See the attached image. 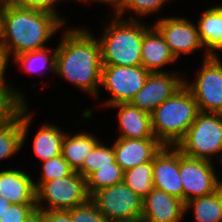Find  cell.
Returning <instances> with one entry per match:
<instances>
[{
  "label": "cell",
  "mask_w": 222,
  "mask_h": 222,
  "mask_svg": "<svg viewBox=\"0 0 222 222\" xmlns=\"http://www.w3.org/2000/svg\"><path fill=\"white\" fill-rule=\"evenodd\" d=\"M66 27L61 30V38H58L59 43L55 45V75L90 98L97 99L100 96L99 90L102 89L103 66L99 40L89 27Z\"/></svg>",
  "instance_id": "1"
},
{
  "label": "cell",
  "mask_w": 222,
  "mask_h": 222,
  "mask_svg": "<svg viewBox=\"0 0 222 222\" xmlns=\"http://www.w3.org/2000/svg\"><path fill=\"white\" fill-rule=\"evenodd\" d=\"M65 26L51 13L7 4L1 44L12 61L20 54L46 48Z\"/></svg>",
  "instance_id": "2"
},
{
  "label": "cell",
  "mask_w": 222,
  "mask_h": 222,
  "mask_svg": "<svg viewBox=\"0 0 222 222\" xmlns=\"http://www.w3.org/2000/svg\"><path fill=\"white\" fill-rule=\"evenodd\" d=\"M107 17L108 21H107ZM98 40L102 65L141 66L144 33L152 26L142 20H128L110 14Z\"/></svg>",
  "instance_id": "3"
},
{
  "label": "cell",
  "mask_w": 222,
  "mask_h": 222,
  "mask_svg": "<svg viewBox=\"0 0 222 222\" xmlns=\"http://www.w3.org/2000/svg\"><path fill=\"white\" fill-rule=\"evenodd\" d=\"M199 109L188 88L183 85L151 114L152 131L163 146H177L196 119Z\"/></svg>",
  "instance_id": "4"
},
{
  "label": "cell",
  "mask_w": 222,
  "mask_h": 222,
  "mask_svg": "<svg viewBox=\"0 0 222 222\" xmlns=\"http://www.w3.org/2000/svg\"><path fill=\"white\" fill-rule=\"evenodd\" d=\"M184 155L214 163L222 153V114L202 112L176 146Z\"/></svg>",
  "instance_id": "5"
},
{
  "label": "cell",
  "mask_w": 222,
  "mask_h": 222,
  "mask_svg": "<svg viewBox=\"0 0 222 222\" xmlns=\"http://www.w3.org/2000/svg\"><path fill=\"white\" fill-rule=\"evenodd\" d=\"M219 57L210 55L202 59L201 67L195 71L197 74L193 72V79L184 73V85L195 98L199 111L222 114V60Z\"/></svg>",
  "instance_id": "6"
},
{
  "label": "cell",
  "mask_w": 222,
  "mask_h": 222,
  "mask_svg": "<svg viewBox=\"0 0 222 222\" xmlns=\"http://www.w3.org/2000/svg\"><path fill=\"white\" fill-rule=\"evenodd\" d=\"M90 199L86 179L78 172L42 183L36 189L37 210H70Z\"/></svg>",
  "instance_id": "7"
},
{
  "label": "cell",
  "mask_w": 222,
  "mask_h": 222,
  "mask_svg": "<svg viewBox=\"0 0 222 222\" xmlns=\"http://www.w3.org/2000/svg\"><path fill=\"white\" fill-rule=\"evenodd\" d=\"M150 74L141 66H116L103 65L100 87L108 92L110 97L96 106L105 109L111 105L119 103H129L131 99L144 86V83Z\"/></svg>",
  "instance_id": "8"
},
{
  "label": "cell",
  "mask_w": 222,
  "mask_h": 222,
  "mask_svg": "<svg viewBox=\"0 0 222 222\" xmlns=\"http://www.w3.org/2000/svg\"><path fill=\"white\" fill-rule=\"evenodd\" d=\"M90 199L110 222H141L143 199L124 181L95 192Z\"/></svg>",
  "instance_id": "9"
},
{
  "label": "cell",
  "mask_w": 222,
  "mask_h": 222,
  "mask_svg": "<svg viewBox=\"0 0 222 222\" xmlns=\"http://www.w3.org/2000/svg\"><path fill=\"white\" fill-rule=\"evenodd\" d=\"M213 164L211 161L184 155L179 150V174L184 203L219 190L220 174H217L219 170L216 163Z\"/></svg>",
  "instance_id": "10"
},
{
  "label": "cell",
  "mask_w": 222,
  "mask_h": 222,
  "mask_svg": "<svg viewBox=\"0 0 222 222\" xmlns=\"http://www.w3.org/2000/svg\"><path fill=\"white\" fill-rule=\"evenodd\" d=\"M188 17L170 15L157 17L152 24L163 36L172 54L178 60L182 55H191L204 50V58L210 56L200 40L196 24Z\"/></svg>",
  "instance_id": "11"
},
{
  "label": "cell",
  "mask_w": 222,
  "mask_h": 222,
  "mask_svg": "<svg viewBox=\"0 0 222 222\" xmlns=\"http://www.w3.org/2000/svg\"><path fill=\"white\" fill-rule=\"evenodd\" d=\"M183 70L150 73L143 88L129 102L148 114L184 85ZM182 75V76H181Z\"/></svg>",
  "instance_id": "12"
},
{
  "label": "cell",
  "mask_w": 222,
  "mask_h": 222,
  "mask_svg": "<svg viewBox=\"0 0 222 222\" xmlns=\"http://www.w3.org/2000/svg\"><path fill=\"white\" fill-rule=\"evenodd\" d=\"M29 108L30 103L20 104L15 113L0 124V162L15 157L26 143L35 117Z\"/></svg>",
  "instance_id": "13"
},
{
  "label": "cell",
  "mask_w": 222,
  "mask_h": 222,
  "mask_svg": "<svg viewBox=\"0 0 222 222\" xmlns=\"http://www.w3.org/2000/svg\"><path fill=\"white\" fill-rule=\"evenodd\" d=\"M153 186L183 201V186L179 174V149L163 146L153 158Z\"/></svg>",
  "instance_id": "14"
},
{
  "label": "cell",
  "mask_w": 222,
  "mask_h": 222,
  "mask_svg": "<svg viewBox=\"0 0 222 222\" xmlns=\"http://www.w3.org/2000/svg\"><path fill=\"white\" fill-rule=\"evenodd\" d=\"M185 203L166 192L153 188L142 200L141 222H182Z\"/></svg>",
  "instance_id": "15"
},
{
  "label": "cell",
  "mask_w": 222,
  "mask_h": 222,
  "mask_svg": "<svg viewBox=\"0 0 222 222\" xmlns=\"http://www.w3.org/2000/svg\"><path fill=\"white\" fill-rule=\"evenodd\" d=\"M116 163L125 172L143 163L153 161L163 145L156 138H118L112 143Z\"/></svg>",
  "instance_id": "16"
},
{
  "label": "cell",
  "mask_w": 222,
  "mask_h": 222,
  "mask_svg": "<svg viewBox=\"0 0 222 222\" xmlns=\"http://www.w3.org/2000/svg\"><path fill=\"white\" fill-rule=\"evenodd\" d=\"M20 168L14 166L0 170V196L11 204H36L33 174Z\"/></svg>",
  "instance_id": "17"
},
{
  "label": "cell",
  "mask_w": 222,
  "mask_h": 222,
  "mask_svg": "<svg viewBox=\"0 0 222 222\" xmlns=\"http://www.w3.org/2000/svg\"><path fill=\"white\" fill-rule=\"evenodd\" d=\"M107 108L117 109L118 138H155L152 131L151 115L130 103H119Z\"/></svg>",
  "instance_id": "18"
},
{
  "label": "cell",
  "mask_w": 222,
  "mask_h": 222,
  "mask_svg": "<svg viewBox=\"0 0 222 222\" xmlns=\"http://www.w3.org/2000/svg\"><path fill=\"white\" fill-rule=\"evenodd\" d=\"M177 60L172 54L163 36L151 26L145 33L141 46V65L150 73L169 72L165 66L173 65Z\"/></svg>",
  "instance_id": "19"
},
{
  "label": "cell",
  "mask_w": 222,
  "mask_h": 222,
  "mask_svg": "<svg viewBox=\"0 0 222 222\" xmlns=\"http://www.w3.org/2000/svg\"><path fill=\"white\" fill-rule=\"evenodd\" d=\"M208 8L202 11L195 24L206 51L218 55L222 53V3Z\"/></svg>",
  "instance_id": "20"
},
{
  "label": "cell",
  "mask_w": 222,
  "mask_h": 222,
  "mask_svg": "<svg viewBox=\"0 0 222 222\" xmlns=\"http://www.w3.org/2000/svg\"><path fill=\"white\" fill-rule=\"evenodd\" d=\"M101 141L93 132L78 131L65 133L61 155L70 167L78 172L94 147Z\"/></svg>",
  "instance_id": "21"
},
{
  "label": "cell",
  "mask_w": 222,
  "mask_h": 222,
  "mask_svg": "<svg viewBox=\"0 0 222 222\" xmlns=\"http://www.w3.org/2000/svg\"><path fill=\"white\" fill-rule=\"evenodd\" d=\"M56 124L43 122L33 135L32 150L39 163L61 155L62 142L67 130H63Z\"/></svg>",
  "instance_id": "22"
},
{
  "label": "cell",
  "mask_w": 222,
  "mask_h": 222,
  "mask_svg": "<svg viewBox=\"0 0 222 222\" xmlns=\"http://www.w3.org/2000/svg\"><path fill=\"white\" fill-rule=\"evenodd\" d=\"M56 49L51 46L41 50L26 52L16 56L10 64L17 65V69L30 75H45L46 72L55 74ZM15 64V65H14Z\"/></svg>",
  "instance_id": "23"
},
{
  "label": "cell",
  "mask_w": 222,
  "mask_h": 222,
  "mask_svg": "<svg viewBox=\"0 0 222 222\" xmlns=\"http://www.w3.org/2000/svg\"><path fill=\"white\" fill-rule=\"evenodd\" d=\"M191 211L194 222H222V193L192 199L185 203V216Z\"/></svg>",
  "instance_id": "24"
},
{
  "label": "cell",
  "mask_w": 222,
  "mask_h": 222,
  "mask_svg": "<svg viewBox=\"0 0 222 222\" xmlns=\"http://www.w3.org/2000/svg\"><path fill=\"white\" fill-rule=\"evenodd\" d=\"M153 161L140 164L124 172V182L142 199L154 188Z\"/></svg>",
  "instance_id": "25"
},
{
  "label": "cell",
  "mask_w": 222,
  "mask_h": 222,
  "mask_svg": "<svg viewBox=\"0 0 222 222\" xmlns=\"http://www.w3.org/2000/svg\"><path fill=\"white\" fill-rule=\"evenodd\" d=\"M167 2L170 0H124L120 10L115 15L123 19L145 21L143 18L160 13ZM129 12L132 15L125 17Z\"/></svg>",
  "instance_id": "26"
},
{
  "label": "cell",
  "mask_w": 222,
  "mask_h": 222,
  "mask_svg": "<svg viewBox=\"0 0 222 222\" xmlns=\"http://www.w3.org/2000/svg\"><path fill=\"white\" fill-rule=\"evenodd\" d=\"M123 180L124 171L116 162L111 166L101 167L86 179L88 194L91 197L95 192L121 183Z\"/></svg>",
  "instance_id": "27"
},
{
  "label": "cell",
  "mask_w": 222,
  "mask_h": 222,
  "mask_svg": "<svg viewBox=\"0 0 222 222\" xmlns=\"http://www.w3.org/2000/svg\"><path fill=\"white\" fill-rule=\"evenodd\" d=\"M100 141L85 159L82 168L78 171L85 179H87L94 171L101 167L111 166L116 162L114 149L111 143ZM109 144H111L109 146Z\"/></svg>",
  "instance_id": "28"
},
{
  "label": "cell",
  "mask_w": 222,
  "mask_h": 222,
  "mask_svg": "<svg viewBox=\"0 0 222 222\" xmlns=\"http://www.w3.org/2000/svg\"><path fill=\"white\" fill-rule=\"evenodd\" d=\"M39 164H41V167L39 168V171L41 172H39L38 180L34 179L36 189L44 182L67 177L74 172L62 155L55 156Z\"/></svg>",
  "instance_id": "29"
},
{
  "label": "cell",
  "mask_w": 222,
  "mask_h": 222,
  "mask_svg": "<svg viewBox=\"0 0 222 222\" xmlns=\"http://www.w3.org/2000/svg\"><path fill=\"white\" fill-rule=\"evenodd\" d=\"M67 211L73 222H110L91 199Z\"/></svg>",
  "instance_id": "30"
},
{
  "label": "cell",
  "mask_w": 222,
  "mask_h": 222,
  "mask_svg": "<svg viewBox=\"0 0 222 222\" xmlns=\"http://www.w3.org/2000/svg\"><path fill=\"white\" fill-rule=\"evenodd\" d=\"M66 0H12L10 4L17 7L32 8L57 16L66 26L68 25L67 17L62 16L57 4ZM58 10V11H57ZM61 14V15H60Z\"/></svg>",
  "instance_id": "31"
},
{
  "label": "cell",
  "mask_w": 222,
  "mask_h": 222,
  "mask_svg": "<svg viewBox=\"0 0 222 222\" xmlns=\"http://www.w3.org/2000/svg\"><path fill=\"white\" fill-rule=\"evenodd\" d=\"M12 62L6 48L0 44V88H12V95L21 103H28V99H26L25 92H22V89L16 88V83L8 82L6 75L8 71L9 63Z\"/></svg>",
  "instance_id": "32"
},
{
  "label": "cell",
  "mask_w": 222,
  "mask_h": 222,
  "mask_svg": "<svg viewBox=\"0 0 222 222\" xmlns=\"http://www.w3.org/2000/svg\"><path fill=\"white\" fill-rule=\"evenodd\" d=\"M36 212V204H10L0 222H27Z\"/></svg>",
  "instance_id": "33"
},
{
  "label": "cell",
  "mask_w": 222,
  "mask_h": 222,
  "mask_svg": "<svg viewBox=\"0 0 222 222\" xmlns=\"http://www.w3.org/2000/svg\"><path fill=\"white\" fill-rule=\"evenodd\" d=\"M20 104L12 95V88H0V124L11 117Z\"/></svg>",
  "instance_id": "34"
},
{
  "label": "cell",
  "mask_w": 222,
  "mask_h": 222,
  "mask_svg": "<svg viewBox=\"0 0 222 222\" xmlns=\"http://www.w3.org/2000/svg\"><path fill=\"white\" fill-rule=\"evenodd\" d=\"M39 222H73L67 210H37Z\"/></svg>",
  "instance_id": "35"
},
{
  "label": "cell",
  "mask_w": 222,
  "mask_h": 222,
  "mask_svg": "<svg viewBox=\"0 0 222 222\" xmlns=\"http://www.w3.org/2000/svg\"><path fill=\"white\" fill-rule=\"evenodd\" d=\"M76 1V3L77 4H93V3H95V2H97L98 4H104V5H108V6H112L111 8H112V10H113V12H112V10H111V12L109 11V13H108V15L109 14H113V15H115L119 10H120V8H121V6H122V4H123V2H124V0H75Z\"/></svg>",
  "instance_id": "36"
},
{
  "label": "cell",
  "mask_w": 222,
  "mask_h": 222,
  "mask_svg": "<svg viewBox=\"0 0 222 222\" xmlns=\"http://www.w3.org/2000/svg\"><path fill=\"white\" fill-rule=\"evenodd\" d=\"M7 4L8 3L0 1V44L2 43L4 35V18H5Z\"/></svg>",
  "instance_id": "37"
},
{
  "label": "cell",
  "mask_w": 222,
  "mask_h": 222,
  "mask_svg": "<svg viewBox=\"0 0 222 222\" xmlns=\"http://www.w3.org/2000/svg\"><path fill=\"white\" fill-rule=\"evenodd\" d=\"M10 204L11 203L8 200L0 196V218L3 217Z\"/></svg>",
  "instance_id": "38"
},
{
  "label": "cell",
  "mask_w": 222,
  "mask_h": 222,
  "mask_svg": "<svg viewBox=\"0 0 222 222\" xmlns=\"http://www.w3.org/2000/svg\"><path fill=\"white\" fill-rule=\"evenodd\" d=\"M27 222H39V217L37 212Z\"/></svg>",
  "instance_id": "39"
},
{
  "label": "cell",
  "mask_w": 222,
  "mask_h": 222,
  "mask_svg": "<svg viewBox=\"0 0 222 222\" xmlns=\"http://www.w3.org/2000/svg\"><path fill=\"white\" fill-rule=\"evenodd\" d=\"M218 164H217V166L219 165L220 166V168H222L221 166H222V153H221V155H220V158L218 159V161H216ZM222 170H220V174H221V177H222V172H221Z\"/></svg>",
  "instance_id": "40"
},
{
  "label": "cell",
  "mask_w": 222,
  "mask_h": 222,
  "mask_svg": "<svg viewBox=\"0 0 222 222\" xmlns=\"http://www.w3.org/2000/svg\"><path fill=\"white\" fill-rule=\"evenodd\" d=\"M219 190H220V192L222 193V178H221L220 181H219Z\"/></svg>",
  "instance_id": "41"
},
{
  "label": "cell",
  "mask_w": 222,
  "mask_h": 222,
  "mask_svg": "<svg viewBox=\"0 0 222 222\" xmlns=\"http://www.w3.org/2000/svg\"><path fill=\"white\" fill-rule=\"evenodd\" d=\"M0 1L10 4L12 0H0Z\"/></svg>",
  "instance_id": "42"
}]
</instances>
